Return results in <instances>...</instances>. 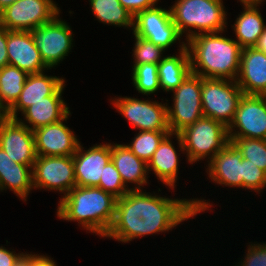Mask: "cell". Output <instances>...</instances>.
Segmentation results:
<instances>
[{"label":"cell","instance_id":"38","mask_svg":"<svg viewBox=\"0 0 266 266\" xmlns=\"http://www.w3.org/2000/svg\"><path fill=\"white\" fill-rule=\"evenodd\" d=\"M15 253V251H10L0 246V266H14L17 260L24 254Z\"/></svg>","mask_w":266,"mask_h":266},{"label":"cell","instance_id":"31","mask_svg":"<svg viewBox=\"0 0 266 266\" xmlns=\"http://www.w3.org/2000/svg\"><path fill=\"white\" fill-rule=\"evenodd\" d=\"M158 64H142L133 68L132 80L133 85L139 93L150 95L155 93L159 85Z\"/></svg>","mask_w":266,"mask_h":266},{"label":"cell","instance_id":"43","mask_svg":"<svg viewBox=\"0 0 266 266\" xmlns=\"http://www.w3.org/2000/svg\"><path fill=\"white\" fill-rule=\"evenodd\" d=\"M14 266H28V254L24 253L14 264Z\"/></svg>","mask_w":266,"mask_h":266},{"label":"cell","instance_id":"2","mask_svg":"<svg viewBox=\"0 0 266 266\" xmlns=\"http://www.w3.org/2000/svg\"><path fill=\"white\" fill-rule=\"evenodd\" d=\"M219 33H202L186 41L191 71L202 78L236 80L243 48Z\"/></svg>","mask_w":266,"mask_h":266},{"label":"cell","instance_id":"35","mask_svg":"<svg viewBox=\"0 0 266 266\" xmlns=\"http://www.w3.org/2000/svg\"><path fill=\"white\" fill-rule=\"evenodd\" d=\"M246 257L244 258L240 266H266V244H249L247 249ZM236 265V266H239Z\"/></svg>","mask_w":266,"mask_h":266},{"label":"cell","instance_id":"29","mask_svg":"<svg viewBox=\"0 0 266 266\" xmlns=\"http://www.w3.org/2000/svg\"><path fill=\"white\" fill-rule=\"evenodd\" d=\"M170 131H139L126 146L141 160L148 163L162 140Z\"/></svg>","mask_w":266,"mask_h":266},{"label":"cell","instance_id":"16","mask_svg":"<svg viewBox=\"0 0 266 266\" xmlns=\"http://www.w3.org/2000/svg\"><path fill=\"white\" fill-rule=\"evenodd\" d=\"M83 148L80 143L73 155L76 186L97 187L111 160V143L96 144L86 151Z\"/></svg>","mask_w":266,"mask_h":266},{"label":"cell","instance_id":"11","mask_svg":"<svg viewBox=\"0 0 266 266\" xmlns=\"http://www.w3.org/2000/svg\"><path fill=\"white\" fill-rule=\"evenodd\" d=\"M133 34L167 50L182 35L173 23L171 10L153 6L138 12L133 18Z\"/></svg>","mask_w":266,"mask_h":266},{"label":"cell","instance_id":"3","mask_svg":"<svg viewBox=\"0 0 266 266\" xmlns=\"http://www.w3.org/2000/svg\"><path fill=\"white\" fill-rule=\"evenodd\" d=\"M116 199L98 187L75 186L60 199L57 217L76 221L86 230L104 237L114 220Z\"/></svg>","mask_w":266,"mask_h":266},{"label":"cell","instance_id":"17","mask_svg":"<svg viewBox=\"0 0 266 266\" xmlns=\"http://www.w3.org/2000/svg\"><path fill=\"white\" fill-rule=\"evenodd\" d=\"M7 55L10 65L16 66L28 74L49 70L35 46L30 31L7 30Z\"/></svg>","mask_w":266,"mask_h":266},{"label":"cell","instance_id":"22","mask_svg":"<svg viewBox=\"0 0 266 266\" xmlns=\"http://www.w3.org/2000/svg\"><path fill=\"white\" fill-rule=\"evenodd\" d=\"M7 188L26 201L33 190L32 167L15 163L0 146V191Z\"/></svg>","mask_w":266,"mask_h":266},{"label":"cell","instance_id":"26","mask_svg":"<svg viewBox=\"0 0 266 266\" xmlns=\"http://www.w3.org/2000/svg\"><path fill=\"white\" fill-rule=\"evenodd\" d=\"M243 9L232 27L242 48L254 47L266 25L257 6H244Z\"/></svg>","mask_w":266,"mask_h":266},{"label":"cell","instance_id":"9","mask_svg":"<svg viewBox=\"0 0 266 266\" xmlns=\"http://www.w3.org/2000/svg\"><path fill=\"white\" fill-rule=\"evenodd\" d=\"M59 17L58 14L52 21L30 31L35 46L49 69L65 59L73 47L71 27Z\"/></svg>","mask_w":266,"mask_h":266},{"label":"cell","instance_id":"10","mask_svg":"<svg viewBox=\"0 0 266 266\" xmlns=\"http://www.w3.org/2000/svg\"><path fill=\"white\" fill-rule=\"evenodd\" d=\"M33 189L62 192L76 186L73 156H37L32 168Z\"/></svg>","mask_w":266,"mask_h":266},{"label":"cell","instance_id":"5","mask_svg":"<svg viewBox=\"0 0 266 266\" xmlns=\"http://www.w3.org/2000/svg\"><path fill=\"white\" fill-rule=\"evenodd\" d=\"M181 151H186L188 162L211 160L228 143L227 127L212 118L201 117L179 134H175Z\"/></svg>","mask_w":266,"mask_h":266},{"label":"cell","instance_id":"6","mask_svg":"<svg viewBox=\"0 0 266 266\" xmlns=\"http://www.w3.org/2000/svg\"><path fill=\"white\" fill-rule=\"evenodd\" d=\"M243 94L236 80L201 77L203 116L219 121L228 127Z\"/></svg>","mask_w":266,"mask_h":266},{"label":"cell","instance_id":"33","mask_svg":"<svg viewBox=\"0 0 266 266\" xmlns=\"http://www.w3.org/2000/svg\"><path fill=\"white\" fill-rule=\"evenodd\" d=\"M97 187L111 193L116 198L123 197L131 190V188H128L129 186L124 185L120 173L111 160L105 165L103 176L100 177Z\"/></svg>","mask_w":266,"mask_h":266},{"label":"cell","instance_id":"25","mask_svg":"<svg viewBox=\"0 0 266 266\" xmlns=\"http://www.w3.org/2000/svg\"><path fill=\"white\" fill-rule=\"evenodd\" d=\"M174 133H169L160 143L148 164V173L153 170L156 177L169 188L174 189L178 177L179 155L172 145L171 138Z\"/></svg>","mask_w":266,"mask_h":266},{"label":"cell","instance_id":"28","mask_svg":"<svg viewBox=\"0 0 266 266\" xmlns=\"http://www.w3.org/2000/svg\"><path fill=\"white\" fill-rule=\"evenodd\" d=\"M28 75L10 64L0 68V97L8 109L18 100Z\"/></svg>","mask_w":266,"mask_h":266},{"label":"cell","instance_id":"44","mask_svg":"<svg viewBox=\"0 0 266 266\" xmlns=\"http://www.w3.org/2000/svg\"><path fill=\"white\" fill-rule=\"evenodd\" d=\"M18 0H0V12Z\"/></svg>","mask_w":266,"mask_h":266},{"label":"cell","instance_id":"14","mask_svg":"<svg viewBox=\"0 0 266 266\" xmlns=\"http://www.w3.org/2000/svg\"><path fill=\"white\" fill-rule=\"evenodd\" d=\"M69 115L70 112L60 121L33 131L37 156H73L76 153L80 141L63 123Z\"/></svg>","mask_w":266,"mask_h":266},{"label":"cell","instance_id":"37","mask_svg":"<svg viewBox=\"0 0 266 266\" xmlns=\"http://www.w3.org/2000/svg\"><path fill=\"white\" fill-rule=\"evenodd\" d=\"M9 64L7 55V29L0 23V68Z\"/></svg>","mask_w":266,"mask_h":266},{"label":"cell","instance_id":"34","mask_svg":"<svg viewBox=\"0 0 266 266\" xmlns=\"http://www.w3.org/2000/svg\"><path fill=\"white\" fill-rule=\"evenodd\" d=\"M243 189L261 192L266 187V172L243 158Z\"/></svg>","mask_w":266,"mask_h":266},{"label":"cell","instance_id":"21","mask_svg":"<svg viewBox=\"0 0 266 266\" xmlns=\"http://www.w3.org/2000/svg\"><path fill=\"white\" fill-rule=\"evenodd\" d=\"M64 83V78L48 76L44 72L29 74L18 100L9 109L10 118L17 119L18 112L22 113L33 103L44 100V97L52 96Z\"/></svg>","mask_w":266,"mask_h":266},{"label":"cell","instance_id":"24","mask_svg":"<svg viewBox=\"0 0 266 266\" xmlns=\"http://www.w3.org/2000/svg\"><path fill=\"white\" fill-rule=\"evenodd\" d=\"M181 43L179 55L165 56L158 63L159 85L163 91H173L192 73L186 43Z\"/></svg>","mask_w":266,"mask_h":266},{"label":"cell","instance_id":"32","mask_svg":"<svg viewBox=\"0 0 266 266\" xmlns=\"http://www.w3.org/2000/svg\"><path fill=\"white\" fill-rule=\"evenodd\" d=\"M135 37V44L133 55H134V68L137 65L142 64H158L163 58L162 54L165 52V50L155 45L154 43H151L149 40L142 38L140 36Z\"/></svg>","mask_w":266,"mask_h":266},{"label":"cell","instance_id":"27","mask_svg":"<svg viewBox=\"0 0 266 266\" xmlns=\"http://www.w3.org/2000/svg\"><path fill=\"white\" fill-rule=\"evenodd\" d=\"M89 2L99 22L117 27H133L134 16L121 5L119 0H89Z\"/></svg>","mask_w":266,"mask_h":266},{"label":"cell","instance_id":"12","mask_svg":"<svg viewBox=\"0 0 266 266\" xmlns=\"http://www.w3.org/2000/svg\"><path fill=\"white\" fill-rule=\"evenodd\" d=\"M117 111L139 131H170L168 126V104L140 100L132 97H119L112 100Z\"/></svg>","mask_w":266,"mask_h":266},{"label":"cell","instance_id":"39","mask_svg":"<svg viewBox=\"0 0 266 266\" xmlns=\"http://www.w3.org/2000/svg\"><path fill=\"white\" fill-rule=\"evenodd\" d=\"M47 255L28 254V266H57Z\"/></svg>","mask_w":266,"mask_h":266},{"label":"cell","instance_id":"36","mask_svg":"<svg viewBox=\"0 0 266 266\" xmlns=\"http://www.w3.org/2000/svg\"><path fill=\"white\" fill-rule=\"evenodd\" d=\"M159 0H119L121 5L133 16L156 5Z\"/></svg>","mask_w":266,"mask_h":266},{"label":"cell","instance_id":"15","mask_svg":"<svg viewBox=\"0 0 266 266\" xmlns=\"http://www.w3.org/2000/svg\"><path fill=\"white\" fill-rule=\"evenodd\" d=\"M0 146L15 162L33 168L36 160L35 138L28 126L10 118L0 125Z\"/></svg>","mask_w":266,"mask_h":266},{"label":"cell","instance_id":"7","mask_svg":"<svg viewBox=\"0 0 266 266\" xmlns=\"http://www.w3.org/2000/svg\"><path fill=\"white\" fill-rule=\"evenodd\" d=\"M173 108L167 106L170 133L179 134L203 117L201 102V76L191 73L172 91Z\"/></svg>","mask_w":266,"mask_h":266},{"label":"cell","instance_id":"23","mask_svg":"<svg viewBox=\"0 0 266 266\" xmlns=\"http://www.w3.org/2000/svg\"><path fill=\"white\" fill-rule=\"evenodd\" d=\"M111 161L120 173L125 186L127 183H133L137 187L131 190H141V186L148 183V164L139 159L126 144L111 145Z\"/></svg>","mask_w":266,"mask_h":266},{"label":"cell","instance_id":"8","mask_svg":"<svg viewBox=\"0 0 266 266\" xmlns=\"http://www.w3.org/2000/svg\"><path fill=\"white\" fill-rule=\"evenodd\" d=\"M57 5L53 0H18L0 12V23L9 31H31L60 14Z\"/></svg>","mask_w":266,"mask_h":266},{"label":"cell","instance_id":"40","mask_svg":"<svg viewBox=\"0 0 266 266\" xmlns=\"http://www.w3.org/2000/svg\"><path fill=\"white\" fill-rule=\"evenodd\" d=\"M254 47L259 51L266 53V26Z\"/></svg>","mask_w":266,"mask_h":266},{"label":"cell","instance_id":"30","mask_svg":"<svg viewBox=\"0 0 266 266\" xmlns=\"http://www.w3.org/2000/svg\"><path fill=\"white\" fill-rule=\"evenodd\" d=\"M244 159L266 172V140L229 137Z\"/></svg>","mask_w":266,"mask_h":266},{"label":"cell","instance_id":"4","mask_svg":"<svg viewBox=\"0 0 266 266\" xmlns=\"http://www.w3.org/2000/svg\"><path fill=\"white\" fill-rule=\"evenodd\" d=\"M170 10L178 32L186 33V41L202 33H223L227 27L222 0H177Z\"/></svg>","mask_w":266,"mask_h":266},{"label":"cell","instance_id":"42","mask_svg":"<svg viewBox=\"0 0 266 266\" xmlns=\"http://www.w3.org/2000/svg\"><path fill=\"white\" fill-rule=\"evenodd\" d=\"M264 0H240L244 6H259Z\"/></svg>","mask_w":266,"mask_h":266},{"label":"cell","instance_id":"13","mask_svg":"<svg viewBox=\"0 0 266 266\" xmlns=\"http://www.w3.org/2000/svg\"><path fill=\"white\" fill-rule=\"evenodd\" d=\"M227 130L228 137L266 140V96L243 94Z\"/></svg>","mask_w":266,"mask_h":266},{"label":"cell","instance_id":"19","mask_svg":"<svg viewBox=\"0 0 266 266\" xmlns=\"http://www.w3.org/2000/svg\"><path fill=\"white\" fill-rule=\"evenodd\" d=\"M236 82L244 94L266 96V53L243 48Z\"/></svg>","mask_w":266,"mask_h":266},{"label":"cell","instance_id":"20","mask_svg":"<svg viewBox=\"0 0 266 266\" xmlns=\"http://www.w3.org/2000/svg\"><path fill=\"white\" fill-rule=\"evenodd\" d=\"M65 83L52 95L44 97V100L33 103L22 114L25 122L17 117V120L28 126L32 131L63 119L69 112V107L62 99ZM29 123V125L27 124Z\"/></svg>","mask_w":266,"mask_h":266},{"label":"cell","instance_id":"18","mask_svg":"<svg viewBox=\"0 0 266 266\" xmlns=\"http://www.w3.org/2000/svg\"><path fill=\"white\" fill-rule=\"evenodd\" d=\"M207 162V173L212 181L220 186L243 188V157L232 142Z\"/></svg>","mask_w":266,"mask_h":266},{"label":"cell","instance_id":"41","mask_svg":"<svg viewBox=\"0 0 266 266\" xmlns=\"http://www.w3.org/2000/svg\"><path fill=\"white\" fill-rule=\"evenodd\" d=\"M10 115H9V109L8 107L2 102L1 97H0V125L9 120Z\"/></svg>","mask_w":266,"mask_h":266},{"label":"cell","instance_id":"1","mask_svg":"<svg viewBox=\"0 0 266 266\" xmlns=\"http://www.w3.org/2000/svg\"><path fill=\"white\" fill-rule=\"evenodd\" d=\"M142 191L129 190L116 199L114 220L104 237L127 243L142 236L166 232L212 206L204 199H171Z\"/></svg>","mask_w":266,"mask_h":266}]
</instances>
